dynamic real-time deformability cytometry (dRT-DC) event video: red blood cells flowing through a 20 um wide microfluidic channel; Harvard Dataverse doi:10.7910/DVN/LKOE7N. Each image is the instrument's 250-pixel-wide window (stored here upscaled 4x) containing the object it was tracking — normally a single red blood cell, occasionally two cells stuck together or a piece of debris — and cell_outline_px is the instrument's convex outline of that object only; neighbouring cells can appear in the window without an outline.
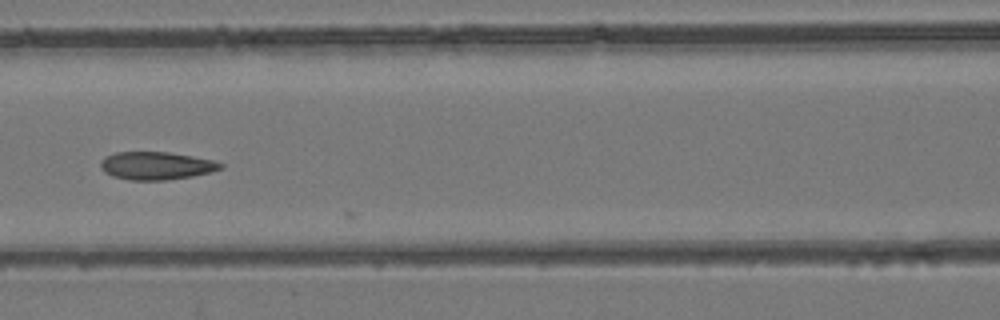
{"species": "common noctule bat (a hibernating species)", "species_latin": "Nyctalus noctula", "temperature_condition": "room temperature", "stored_images_in_passage": 9, "camera_frame_rate_fps": 3000, "um_per_image_px": 0.085, "animal": {"sex": "female", "body_mass_g": 24.6, "forearm_length_mm": 56.2}, "frame": {"image": 1, "passage_image": 8, "time_ms": 2.333, "image_size_px": [1000, 320], "cell_outline_px": [[224, 168], [212, 172], [192, 176], [164, 180], [128, 180], [112, 176], [104, 172], [100, 164], [100, 160], [104, 156], [116, 152], [168, 152], [192, 156], [212, 160], [224, 164]], "centroid_in_image_um": [13.27, 14.08], "position_along_channel_um": 153.3, "area_um2": 19.59}}